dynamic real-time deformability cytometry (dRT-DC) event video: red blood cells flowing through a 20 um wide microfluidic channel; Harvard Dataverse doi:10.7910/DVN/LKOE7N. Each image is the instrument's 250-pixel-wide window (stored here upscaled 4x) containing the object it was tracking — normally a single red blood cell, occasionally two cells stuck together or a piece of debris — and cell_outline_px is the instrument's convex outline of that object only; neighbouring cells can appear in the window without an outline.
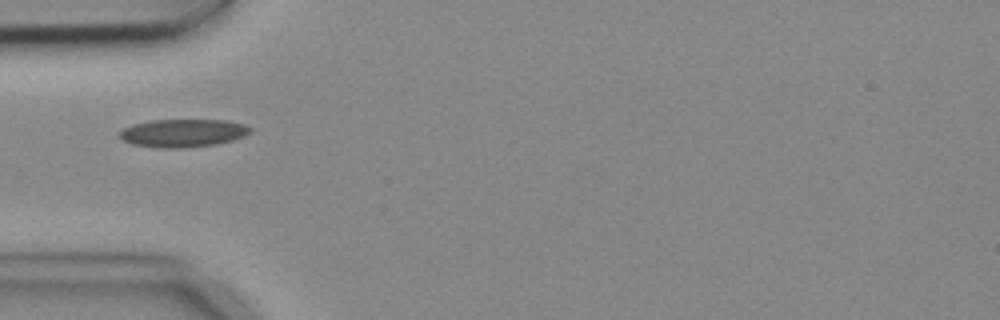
{"species": "common noctule bat (a hibernating species)", "species_latin": "Nyctalus noctula", "temperature_condition": "cold", "stored_images_in_passage": 6, "camera_frame_rate_fps": 3000, "um_per_image_px": 0.085, "animal": {"sex": "female", "body_mass_g": 18.4}, "frame": {"image": 1, "passage_image": 4, "time_ms": 1.0, "image_size_px": [1000, 320], "cell_outline_px": [[252, 132], [244, 136], [232, 140], [216, 144], [184, 148], [164, 148], [132, 144], [124, 140], [120, 136], [120, 132], [124, 128], [132, 124], [152, 120], [228, 120], [244, 124], [252, 128]], "centroid_in_image_um": [15.59, 11.3], "position_along_channel_um": 69.4, "area_um2": 21.27}}
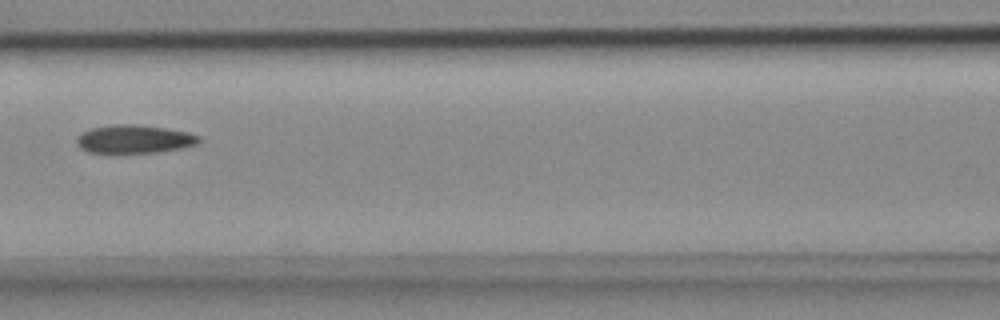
{"frame": {"image": 2, "passage_image": 6, "time_ms": 1.667, "image_size_px": [1000, 320], "cell_outline_px": [[200, 144], [180, 148], [156, 152], [88, 152], [80, 148], [76, 144], [76, 136], [80, 132], [92, 128], [112, 124], [136, 124], [164, 128], [188, 132], [200, 136]], "centroid_in_image_um": [11.39, 11.81], "position_along_channel_um": 155.2, "area_um2": 20.17}}